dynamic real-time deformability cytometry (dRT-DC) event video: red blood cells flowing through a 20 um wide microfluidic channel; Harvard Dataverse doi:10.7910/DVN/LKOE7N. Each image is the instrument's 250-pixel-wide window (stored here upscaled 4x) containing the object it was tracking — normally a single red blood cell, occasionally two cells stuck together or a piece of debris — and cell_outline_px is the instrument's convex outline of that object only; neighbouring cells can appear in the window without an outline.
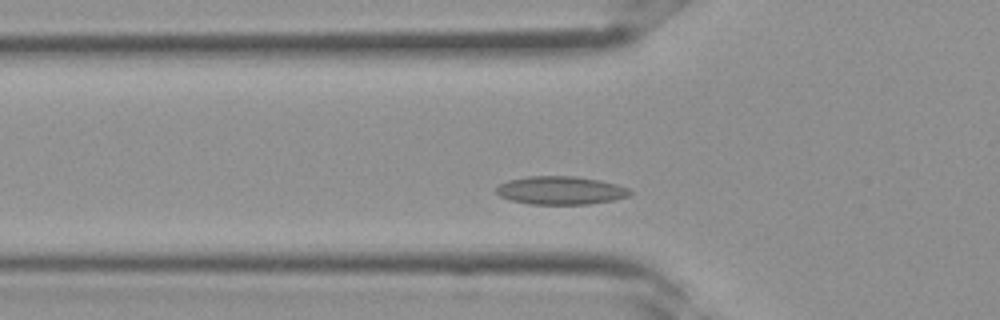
{"species": "Egyptian fruit bat (a non-hibernating species)", "species_latin": "Rousettus aegyptiacus", "temperature_condition": "room temperature", "stored_images_in_passage": 21, "camera_frame_rate_fps": 3000, "um_per_image_px": 0.085, "frame": {"image": 1, "passage_image": 2, "time_ms": 0.333, "image_size_px": [1000, 320], "cell_outline_px": [[632, 192], [628, 196], [612, 200], [588, 204], [532, 204], [512, 200], [500, 196], [496, 192], [496, 188], [500, 184], [508, 180], [528, 176], [576, 176], [600, 180], [616, 184], [628, 188]], "centroid_in_image_um": [47.65, 16.17], "position_along_channel_um": 78.1, "area_um2": 21.85}}
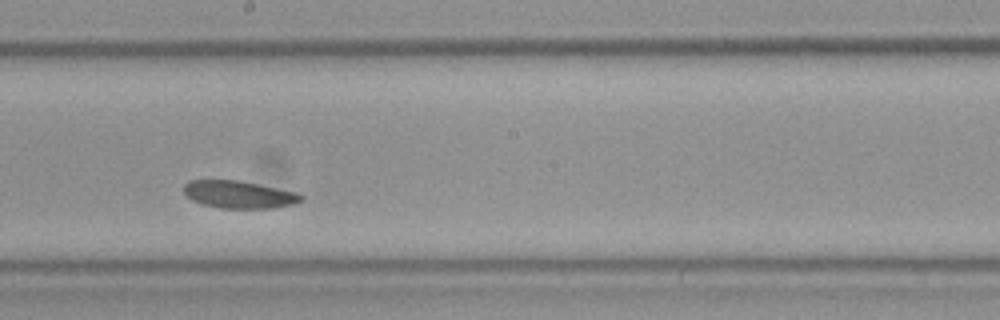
{"frame": {"image": 2, "passage_image": 10, "time_ms": 3.0, "image_size_px": [1000, 320], "cell_outline_px": [[304, 200], [292, 204], [276, 208], [220, 208], [204, 204], [192, 200], [184, 192], [184, 184], [188, 180], [240, 180], [300, 192], [304, 196]], "centroid_in_image_um": [20.38, 16.52], "position_along_channel_um": 227.8, "area_um2": 19.02}}
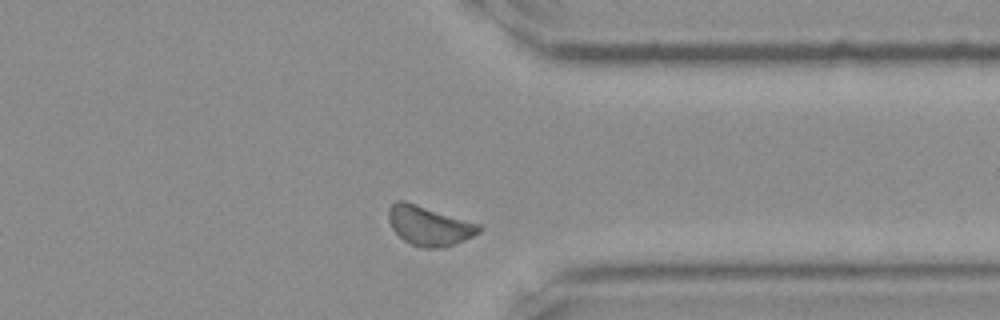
{"frame": {"image": 3, "passage_image": 18, "time_ms": 5.667, "image_size_px": [1000, 320], "cell_outline_px": [[484, 228], [480, 232], [456, 244], [444, 248], [424, 248], [412, 244], [404, 240], [392, 228], [388, 220], [388, 208], [396, 200], [404, 200], [480, 224]], "centroid_in_image_um": [36.49, 19.18], "position_along_channel_um": 374.9, "area_um2": 20.87}}